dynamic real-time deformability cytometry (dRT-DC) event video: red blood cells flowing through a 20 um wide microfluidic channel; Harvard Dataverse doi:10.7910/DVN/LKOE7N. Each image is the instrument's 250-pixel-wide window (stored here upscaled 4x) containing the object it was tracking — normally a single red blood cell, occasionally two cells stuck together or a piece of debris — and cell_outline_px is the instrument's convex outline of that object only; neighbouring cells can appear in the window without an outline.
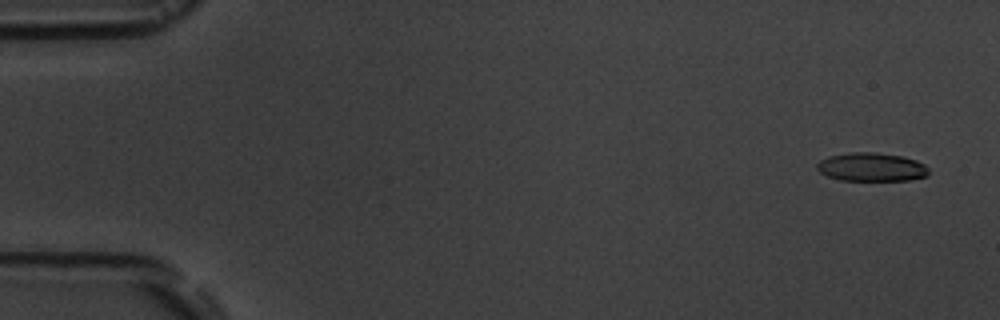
{"species": "common noctule bat (a hibernating species)", "species_latin": "Nyctalus noctula", "temperature_condition": "room temperature", "stored_images_in_passage": 5, "camera_frame_rate_fps": 3000, "um_per_image_px": 0.085, "animal": {"sex": "male", "body_mass_g": 19.5, "forearm_length_mm": 54.6}, "frame": {"image": 1, "passage_image": 1, "time_ms": 0.0, "image_size_px": [1000, 320], "cell_outline_px": [[928, 176], [908, 180], [840, 180], [828, 176], [820, 172], [816, 168], [816, 164], [820, 160], [828, 156], [852, 152], [876, 152], [900, 156], [916, 160], [924, 164], [928, 168]], "centroid_in_image_um": [74.06, 14.19], "position_along_channel_um": 10.9, "area_um2": 18.55}}
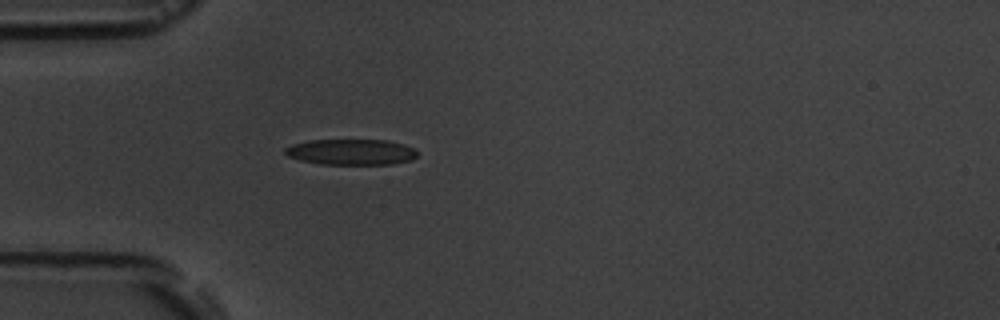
{"frame": {"image": 2, "passage_image": 5, "time_ms": 4.667, "image_size_px": [1000, 320], "cell_outline_px": [[416, 156], [412, 160], [392, 164], [320, 164], [300, 160], [288, 156], [284, 152], [284, 148], [292, 144], [308, 140], [388, 140], [404, 144], [416, 148]], "centroid_in_image_um": [29.85, 12.91], "position_along_channel_um": 55.1, "area_um2": 20.0}}